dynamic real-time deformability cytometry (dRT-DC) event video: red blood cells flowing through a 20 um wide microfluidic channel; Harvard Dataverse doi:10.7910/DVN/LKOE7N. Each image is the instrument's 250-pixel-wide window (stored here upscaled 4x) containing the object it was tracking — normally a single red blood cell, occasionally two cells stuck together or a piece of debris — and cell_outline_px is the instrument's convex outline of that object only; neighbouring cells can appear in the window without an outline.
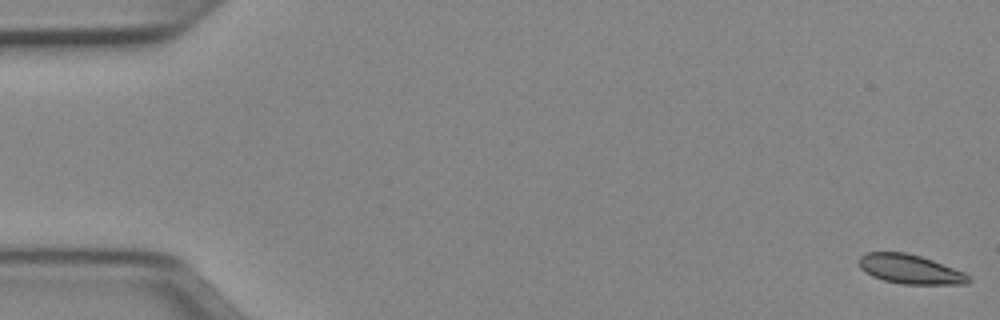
{"species": "Egyptian fruit bat (a non-hibernating species)", "species_latin": "Rousettus aegyptiacus", "temperature_condition": "cold", "stored_images_in_passage": 52, "camera_frame_rate_fps": 3000, "um_per_image_px": 0.085, "animal": {"sex": "female"}, "frame": {"image": 1, "passage_image": 1, "time_ms": 0.0, "image_size_px": [1000, 320], "cell_outline_px": [[972, 280], [968, 284], [904, 284], [884, 280], [872, 276], [860, 268], [860, 256], [868, 252], [904, 252], [920, 256], [932, 260], [964, 272], [972, 276]], "centroid_in_image_um": [77.41, 22.89], "position_along_channel_um": 7.6, "area_um2": 18.61}}
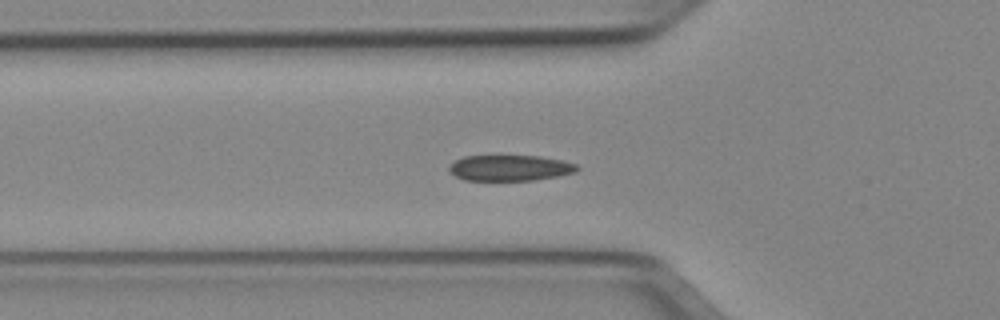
{"frame": {"image": 2, "passage_image": 18, "time_ms": 5.667, "image_size_px": [1000, 320], "cell_outline_px": [[580, 168], [576, 172], [556, 176], [532, 180], [464, 180], [456, 176], [448, 168], [448, 164], [464, 156], [540, 156], [560, 160], [576, 164]], "centroid_in_image_um": [43.33, 14.27], "position_along_channel_um": 82.5, "area_um2": 19.07}}
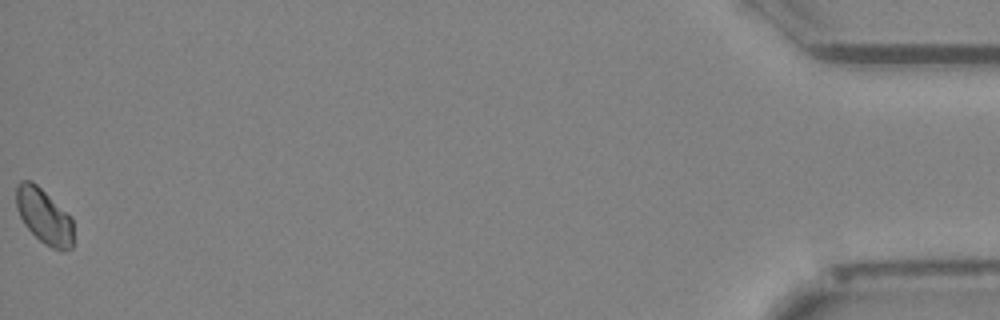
{"frame": {"image": 3, "passage_image": 52, "time_ms": 17.0, "image_size_px": [1000, 320], "cell_outline_px": [[72, 248], [64, 252], [52, 248], [44, 244], [24, 224], [16, 208], [16, 188], [20, 180], [32, 180], [72, 216]], "centroid_in_image_um": [3.75, 18.37], "position_along_channel_um": 431.5, "area_um2": 18.5}, "authors_computed_cell_mechanics": {"area_um2": 19.3341, "velocity_mm_per_s": 3.93, "shape_relaxation_time_tau1_ms": 3.5167, "shape_relaxation_time_tau2_ms": null, "deformation_change_tau1": 0.0828, "deformation_change_tau2": null}}